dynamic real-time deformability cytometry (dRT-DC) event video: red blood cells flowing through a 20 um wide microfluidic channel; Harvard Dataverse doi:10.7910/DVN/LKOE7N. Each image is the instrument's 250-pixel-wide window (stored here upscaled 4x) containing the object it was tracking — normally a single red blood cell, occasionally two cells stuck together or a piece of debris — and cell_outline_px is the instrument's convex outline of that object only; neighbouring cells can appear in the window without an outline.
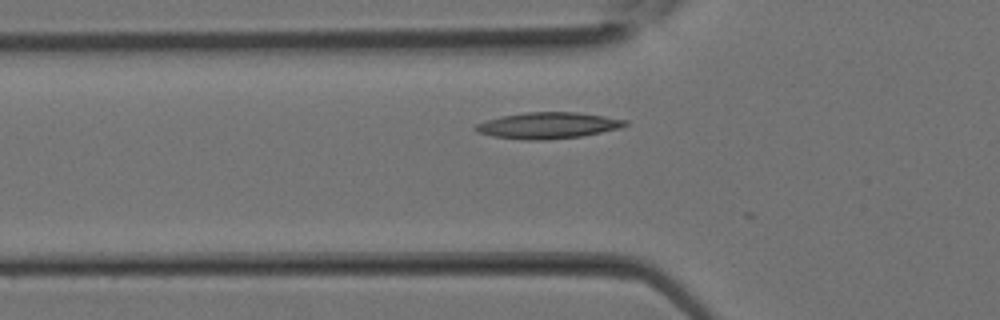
{"species": "Egyptian fruit bat (a non-hibernating species)", "species_latin": "Rousettus aegyptiacus", "temperature_condition": "room temperature", "stored_images_in_passage": 17, "camera_frame_rate_fps": 3000, "um_per_image_px": 0.085, "animal": {"sex": "female"}, "frame": {"image": 1, "passage_image": 6, "time_ms": 1.667, "image_size_px": [1000, 320], "cell_outline_px": [[628, 124], [620, 128], [580, 136], [544, 140], [528, 140], [492, 136], [476, 132], [472, 128], [476, 124], [500, 116], [524, 112], [576, 112], [604, 116], [628, 120]], "centroid_in_image_um": [46.55, 10.66], "position_along_channel_um": 79.3, "area_um2": 22.83}}
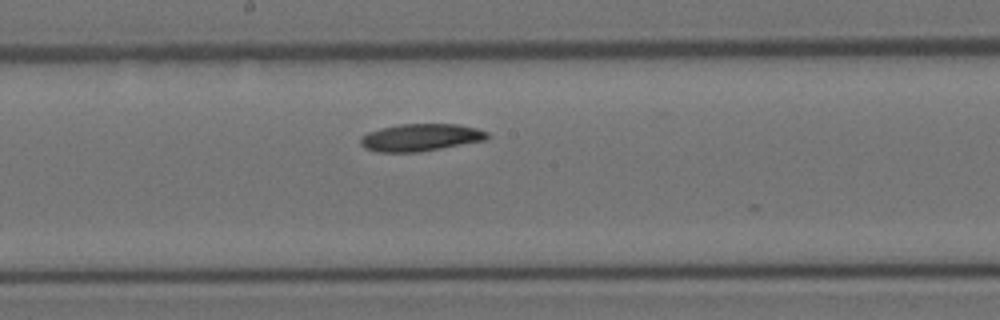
{"frame": {"image": 2, "passage_image": 12, "time_ms": 3.667, "image_size_px": [1000, 320], "cell_outline_px": [[488, 136], [484, 140], [440, 148], [416, 152], [380, 152], [364, 148], [360, 144], [360, 136], [368, 132], [380, 128], [400, 124], [460, 124], [476, 128], [488, 132]], "centroid_in_image_um": [35.7, 11.67], "position_along_channel_um": 212.5, "area_um2": 20.06}}
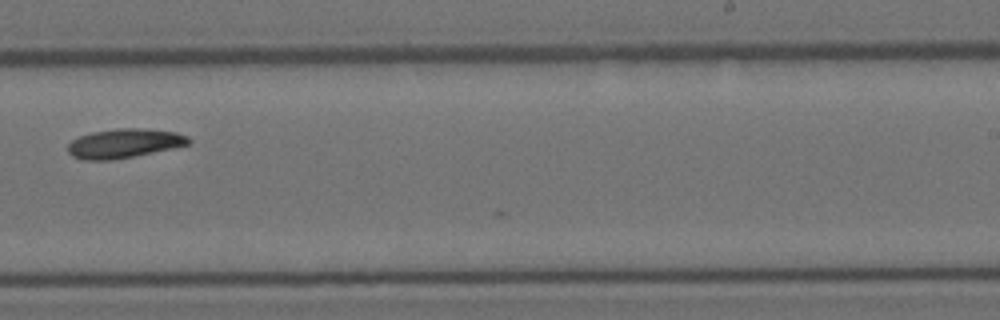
{"frame": {"image": 3, "passage_image": 15, "time_ms": 4.667, "image_size_px": [1000, 320], "cell_outline_px": [[192, 144], [112, 160], [84, 160], [72, 156], [68, 152], [68, 144], [72, 140], [80, 136], [92, 132], [120, 128], [140, 128], [176, 132], [188, 136], [192, 140]], "centroid_in_image_um": [10.57, 12.18], "position_along_channel_um": 278.4, "area_um2": 20.46}}